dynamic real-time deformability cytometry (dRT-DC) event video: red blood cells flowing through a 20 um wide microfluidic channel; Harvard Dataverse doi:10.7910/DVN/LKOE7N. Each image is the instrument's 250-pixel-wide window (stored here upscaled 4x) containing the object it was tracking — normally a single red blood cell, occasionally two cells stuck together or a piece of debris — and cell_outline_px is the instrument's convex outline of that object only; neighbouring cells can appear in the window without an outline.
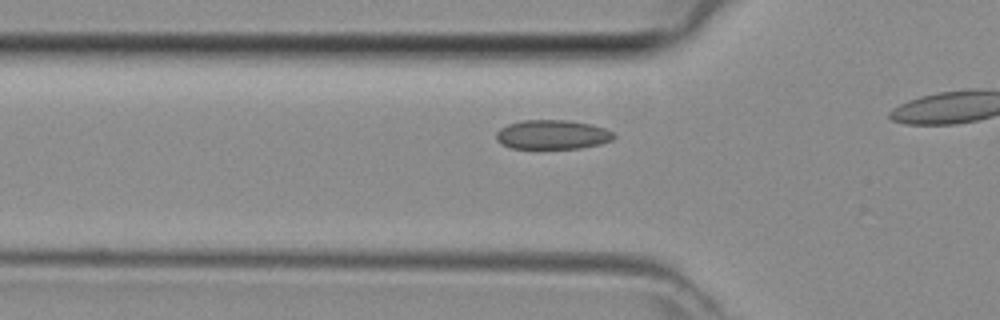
{"species": "common noctule bat (a hibernating species)", "species_latin": "Nyctalus noctula", "temperature_condition": "room temperature", "stored_images_in_passage": 7, "camera_frame_rate_fps": 3000, "um_per_image_px": 0.085, "animal": {"sex": "female", "body_mass_g": 29.2, "forearm_length_mm": 56.3}, "frame": {"image": 1, "passage_image": 2, "time_ms": 0.333, "image_size_px": [1000, 320], "cell_outline_px": [[616, 136], [612, 140], [596, 144], [576, 148], [512, 148], [504, 144], [496, 136], [496, 132], [500, 128], [508, 124], [524, 120], [560, 120], [588, 124], [604, 128], [612, 132]], "centroid_in_image_um": [46.93, 11.43], "position_along_channel_um": 78.9, "area_um2": 19.48}}
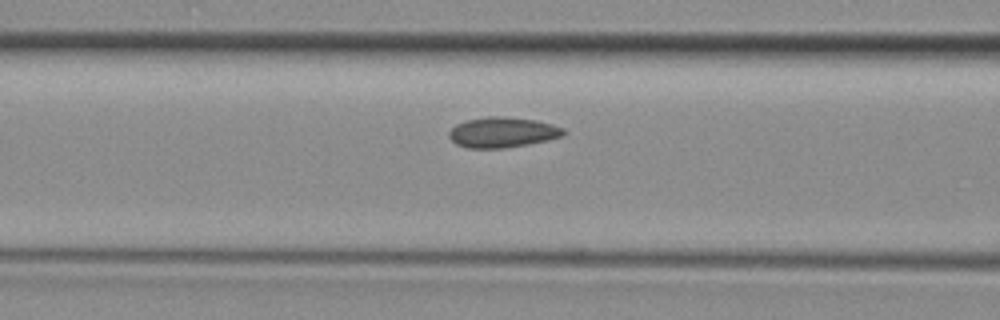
{"frame": {"image": 2, "passage_image": 5, "time_ms": 1.333, "image_size_px": [1000, 320], "cell_outline_px": [[564, 132], [560, 136], [544, 140], [524, 144], [500, 148], [472, 148], [456, 144], [448, 136], [448, 132], [456, 124], [468, 120], [492, 116], [532, 120], [548, 124], [560, 128]], "centroid_in_image_um": [42.59, 11.25], "position_along_channel_um": 124.0, "area_um2": 19.25}}